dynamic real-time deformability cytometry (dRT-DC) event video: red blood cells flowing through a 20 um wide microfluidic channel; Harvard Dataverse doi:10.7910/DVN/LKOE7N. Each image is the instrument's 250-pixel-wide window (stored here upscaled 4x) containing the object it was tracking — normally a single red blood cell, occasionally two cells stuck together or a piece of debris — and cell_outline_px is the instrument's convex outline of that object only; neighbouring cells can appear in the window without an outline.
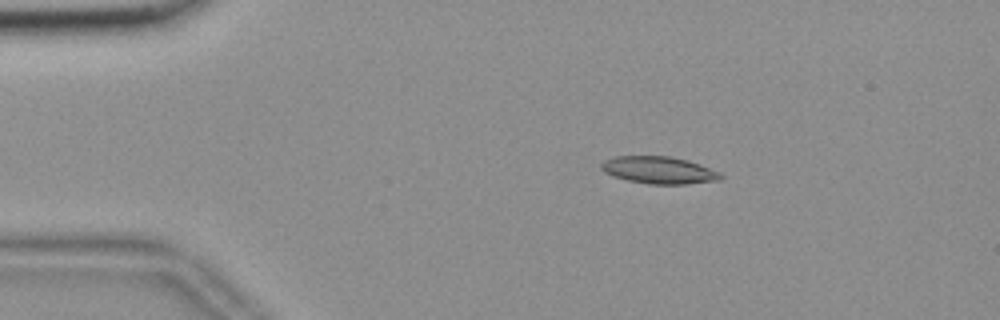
{"species": "common noctule bat (a hibernating species)", "species_latin": "Nyctalus noctula", "temperature_condition": "room temperature", "stored_images_in_passage": 54, "camera_frame_rate_fps": 3000, "um_per_image_px": 0.085, "animal": {"sex": "female", "body_mass_g": 18.4}, "frame": {"image": 1, "passage_image": 9, "time_ms": 2.667, "image_size_px": [1000, 320], "cell_outline_px": [[724, 176], [720, 180], [688, 184], [648, 184], [628, 180], [612, 176], [604, 172], [600, 168], [600, 164], [604, 160], [612, 156], [672, 156], [688, 160], [700, 164], [720, 172]], "centroid_in_image_um": [56.0, 14.45], "position_along_channel_um": 29.0, "area_um2": 19.19}}
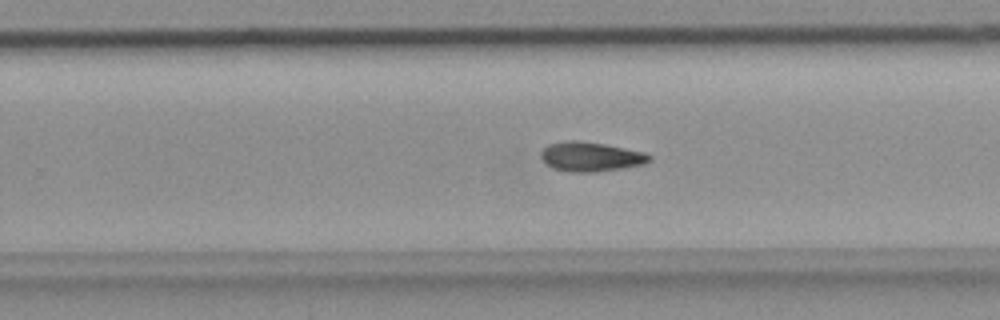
{"frame": {"image": 2, "passage_image": 34, "time_ms": 11.0, "image_size_px": [1000, 320], "cell_outline_px": [[652, 160], [644, 164], [596, 172], [568, 172], [552, 168], [540, 156], [540, 152], [548, 144], [564, 140], [576, 140], [604, 144], [644, 152], [652, 156]], "centroid_in_image_um": [50.2, 13.31], "position_along_channel_um": 279.6, "area_um2": 18.61}}
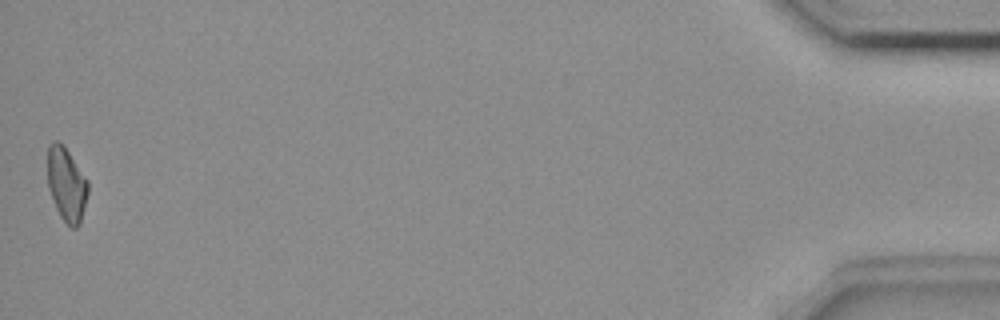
{"frame": {"image": 3, "passage_image": 54, "time_ms": 17.667, "image_size_px": [1000, 320], "cell_outline_px": [[88, 192], [80, 224], [76, 228], [72, 228], [60, 216], [56, 208], [48, 188], [48, 144], [52, 140], [60, 140], [64, 144], [88, 180]], "centroid_in_image_um": [5.65, 15.62], "position_along_channel_um": 429.5, "area_um2": 17.57}}